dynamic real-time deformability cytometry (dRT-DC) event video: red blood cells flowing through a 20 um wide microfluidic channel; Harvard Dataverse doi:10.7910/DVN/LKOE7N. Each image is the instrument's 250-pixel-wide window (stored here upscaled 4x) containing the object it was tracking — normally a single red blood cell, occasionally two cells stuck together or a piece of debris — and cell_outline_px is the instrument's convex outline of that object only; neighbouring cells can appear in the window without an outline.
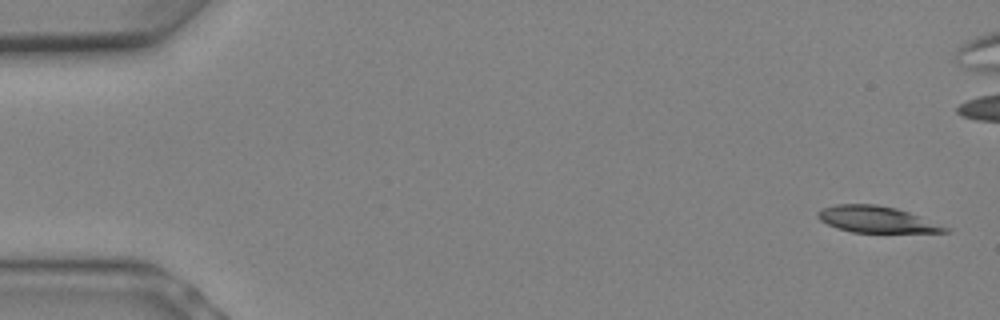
{"species": "Egyptian fruit bat (a non-hibernating species)", "species_latin": "Rousettus aegyptiacus", "temperature_condition": "warm", "stored_images_in_passage": 8, "camera_frame_rate_fps": 3000, "um_per_image_px": 0.085, "animal": {"sex": "female"}, "frame": {"image": 1, "passage_image": 1, "time_ms": 0.0, "image_size_px": [1000, 320], "cell_outline_px": [[952, 228], [948, 232], [852, 232], [836, 228], [820, 220], [816, 216], [816, 212], [824, 208], [836, 204], [876, 204], [896, 208], [908, 212]], "centroid_in_image_um": [74.5, 18.65], "position_along_channel_um": 10.5, "area_um2": 19.48}}
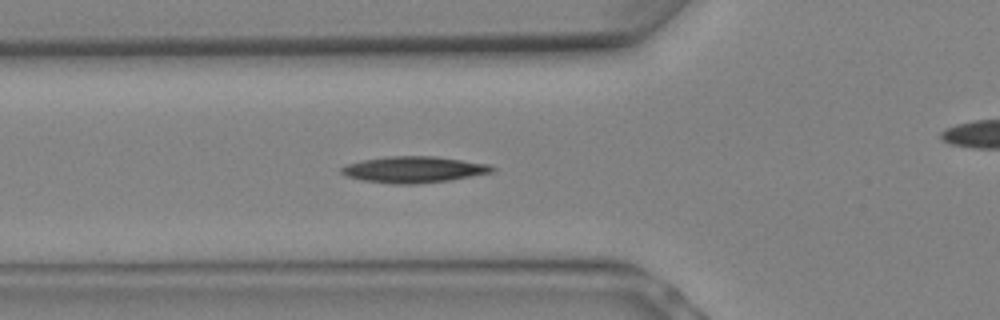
{"frame": {"image": 2, "passage_image": 8, "time_ms": 2.333, "image_size_px": [1000, 320], "cell_outline_px": [[496, 168], [492, 172], [448, 180], [416, 184], [392, 184], [364, 180], [348, 176], [340, 172], [340, 168], [348, 164], [364, 160], [388, 156], [436, 156], [488, 164]], "centroid_in_image_um": [35.17, 14.41], "position_along_channel_um": 90.6, "area_um2": 22.77}}